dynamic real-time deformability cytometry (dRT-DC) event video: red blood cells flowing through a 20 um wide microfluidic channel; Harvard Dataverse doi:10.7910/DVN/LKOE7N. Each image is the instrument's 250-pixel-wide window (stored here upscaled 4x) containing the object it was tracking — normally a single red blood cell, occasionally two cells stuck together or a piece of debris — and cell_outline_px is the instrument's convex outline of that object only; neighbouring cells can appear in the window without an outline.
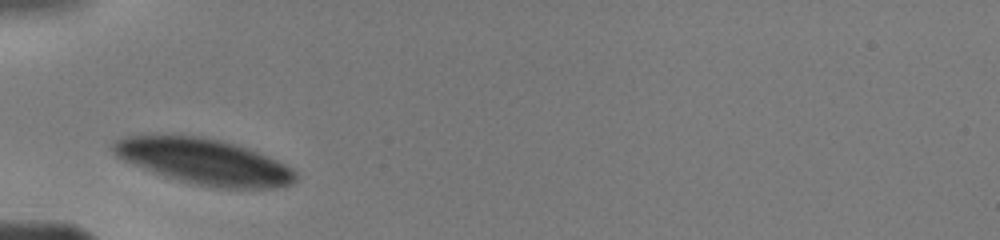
{"species": "human", "species_latin": "Homo sapiens", "temperature_condition": "warm", "stored_images_in_passage": 43, "camera_frame_rate_fps": 3000, "um_per_image_px": 0.085, "donor": {"sex": "male"}, "frame": {"image": 1, "passage_image": 1, "time_ms": 0.0, "image_size_px": [1000, 240], "cell_outline_px": [[296, 180], [292, 184], [276, 188], [216, 188], [192, 184], [164, 176], [124, 160], [116, 156], [112, 152], [112, 144], [116, 140], [124, 136], [200, 136], [224, 140], [236, 144], [268, 156], [292, 168], [296, 172]], "centroid_in_image_um": [17.37, 13.74], "position_along_channel_um": 67.6, "area_um2": 48.38}}
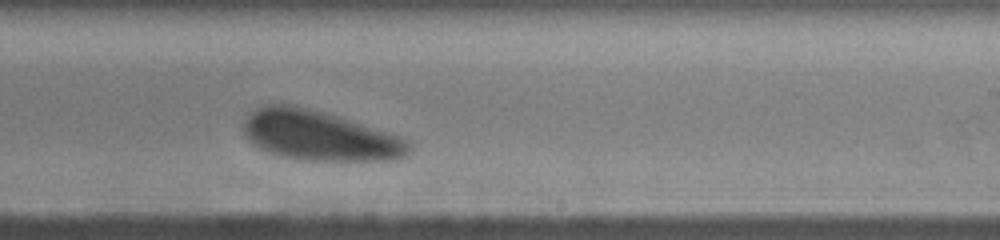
{"frame": {"image": 2, "passage_image": 26, "time_ms": 5.0, "image_size_px": [1000, 240], "cell_outline_px": [[412, 152], [396, 160], [304, 160], [284, 156], [268, 152], [252, 144], [244, 132], [244, 120], [256, 108], [264, 104], [292, 104], [340, 116], [400, 136], [408, 140], [412, 144]], "centroid_in_image_um": [27.19, 11.52], "position_along_channel_um": 261.8, "area_um2": 48.21}}
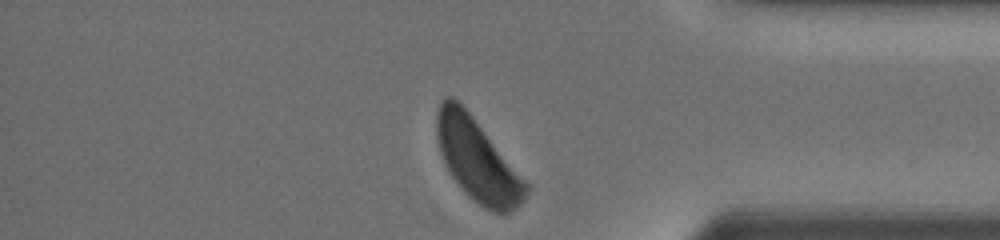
{"frame": {"image": 3, "passage_image": 43, "time_ms": 8.667, "image_size_px": [1000, 240], "cell_outline_px": [[532, 188], [524, 200], [512, 212], [492, 212], [484, 208], [468, 196], [464, 192], [452, 176], [440, 152], [436, 136], [436, 116], [440, 104], [444, 96], [452, 96], [472, 116], [532, 184]], "centroid_in_image_um": [40.65, 13.64], "position_along_channel_um": 394.5, "area_um2": 43.18}}